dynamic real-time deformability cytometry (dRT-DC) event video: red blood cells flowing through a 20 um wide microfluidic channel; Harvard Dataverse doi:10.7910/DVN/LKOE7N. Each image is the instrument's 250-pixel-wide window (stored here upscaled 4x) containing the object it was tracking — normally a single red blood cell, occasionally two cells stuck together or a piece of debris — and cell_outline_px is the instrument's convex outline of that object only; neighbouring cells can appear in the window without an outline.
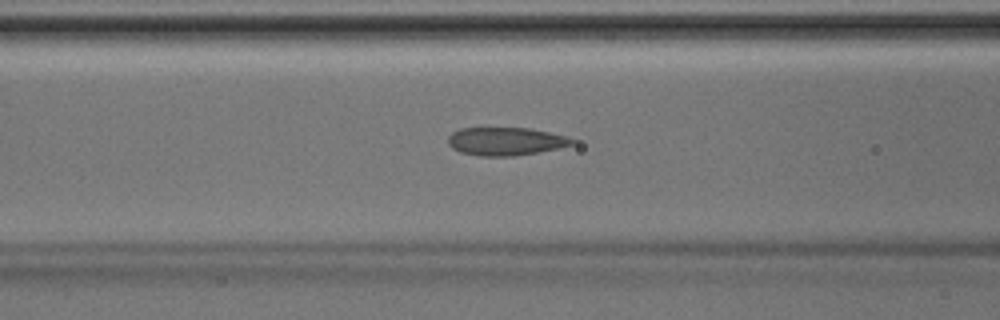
{"species": "Egyptian fruit bat (a non-hibernating species)", "species_latin": "Rousettus aegyptiacus", "temperature_condition": "room temperature", "stored_images_in_passage": 39, "camera_frame_rate_fps": 3000, "um_per_image_px": 0.085, "animal": {"sex": "male"}, "frame": {"image": 1, "passage_image": 18, "time_ms": 5.667, "image_size_px": [1000, 320], "cell_outline_px": [[576, 140], [572, 144], [560, 148], [540, 152], [512, 156], [480, 156], [460, 152], [452, 148], [448, 144], [448, 136], [452, 132], [460, 128], [528, 128], [568, 136]], "centroid_in_image_um": [42.98, 12.01], "position_along_channel_um": 123.6, "area_um2": 20.4}}
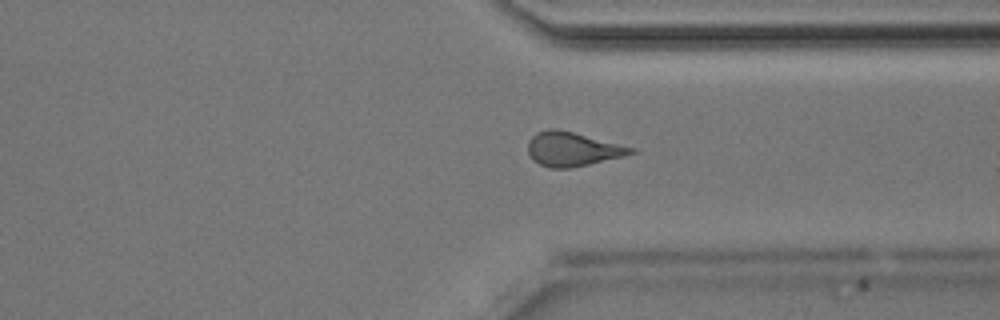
{"frame": {"image": 2, "passage_image": 34, "time_ms": 11.0, "image_size_px": [1000, 320], "cell_outline_px": [[636, 152], [624, 156], [572, 168], [548, 168], [532, 160], [528, 152], [528, 140], [536, 132], [548, 128], [556, 128], [636, 148]], "centroid_in_image_um": [48.63, 12.68], "position_along_channel_um": 362.8, "area_um2": 20.52}}
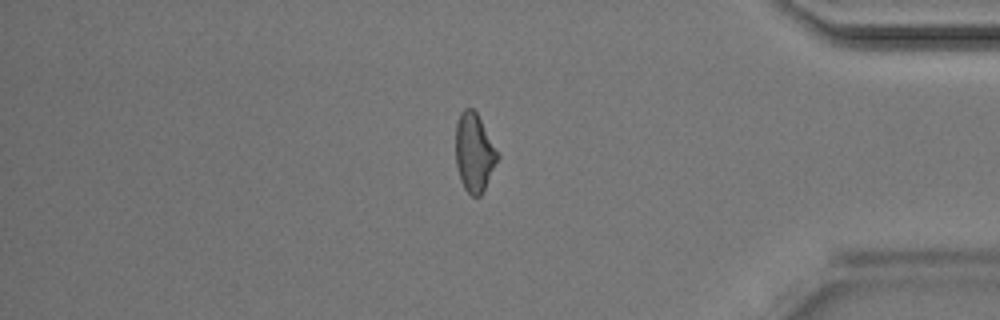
{"frame": {"image": 3, "passage_image": 38, "time_ms": 12.333, "image_size_px": [1000, 320], "cell_outline_px": [[500, 156], [480, 196], [472, 196], [464, 188], [460, 180], [456, 164], [456, 124], [460, 112], [464, 108], [472, 108], [476, 112]], "centroid_in_image_um": [40.29, 12.96], "position_along_channel_um": 394.9, "area_um2": 18.9}}